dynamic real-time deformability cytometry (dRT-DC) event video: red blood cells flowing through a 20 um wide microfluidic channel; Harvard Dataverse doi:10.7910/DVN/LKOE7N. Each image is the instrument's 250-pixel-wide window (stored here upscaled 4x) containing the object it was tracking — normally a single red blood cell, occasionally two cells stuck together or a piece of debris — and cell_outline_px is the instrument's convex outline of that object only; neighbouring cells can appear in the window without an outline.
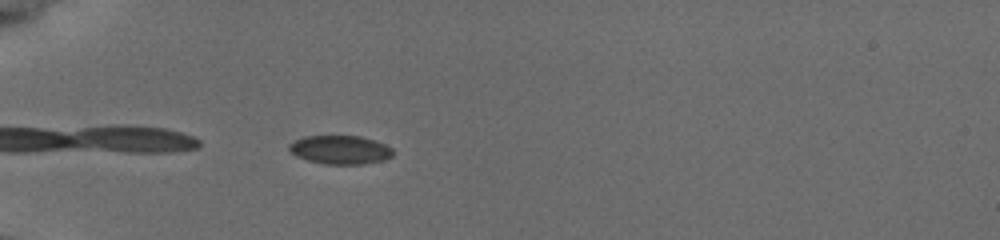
{"species": "common noctule bat (a hibernating species)", "species_latin": "Nyctalus noctula", "temperature_condition": "cold", "stored_images_in_passage": 26, "camera_frame_rate_fps": 3000, "um_per_image_px": 0.085, "animal": {"sex": "female", "body_mass_g": 19.5, "forearm_length_mm": 54.1}, "frame": {"image": 1, "passage_image": 2, "time_ms": 0.333, "image_size_px": [1000, 240], "cell_outline_px": [[392, 156], [384, 160], [364, 164], [324, 164], [308, 160], [296, 156], [288, 148], [288, 144], [304, 136], [360, 136], [376, 140], [392, 148]], "centroid_in_image_um": [28.92, 12.73], "position_along_channel_um": 56.1, "area_um2": 17.34}}
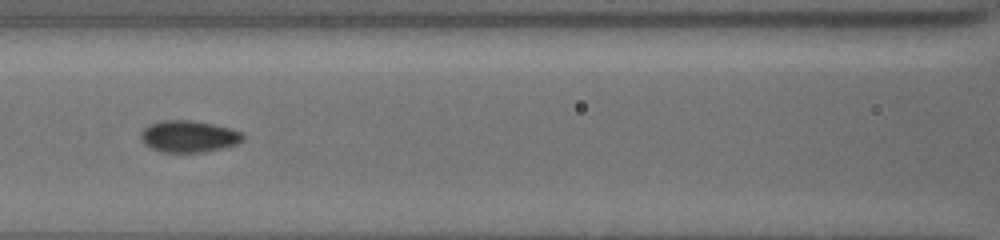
{"frame": {"image": 2, "passage_image": 11, "time_ms": 3.333, "image_size_px": [1000, 240], "cell_outline_px": [[244, 140], [236, 144], [224, 148], [204, 152], [160, 152], [144, 144], [140, 136], [140, 132], [148, 124], [160, 120], [192, 120], [232, 128], [240, 132], [244, 136]], "centroid_in_image_um": [16.03, 11.59], "position_along_channel_um": 150.6, "area_um2": 19.07}}
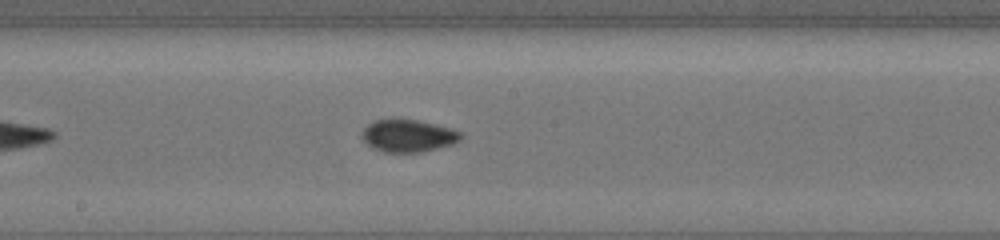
{"frame": {"image": 3, "passage_image": 16, "time_ms": 5.0, "image_size_px": [1000, 240], "cell_outline_px": [[460, 140], [452, 144], [420, 152], [384, 152], [372, 148], [360, 136], [364, 128], [368, 124], [376, 120], [420, 120], [436, 124], [460, 132]], "centroid_in_image_um": [34.66, 11.54], "position_along_channel_um": 213.5, "area_um2": 18.32}}